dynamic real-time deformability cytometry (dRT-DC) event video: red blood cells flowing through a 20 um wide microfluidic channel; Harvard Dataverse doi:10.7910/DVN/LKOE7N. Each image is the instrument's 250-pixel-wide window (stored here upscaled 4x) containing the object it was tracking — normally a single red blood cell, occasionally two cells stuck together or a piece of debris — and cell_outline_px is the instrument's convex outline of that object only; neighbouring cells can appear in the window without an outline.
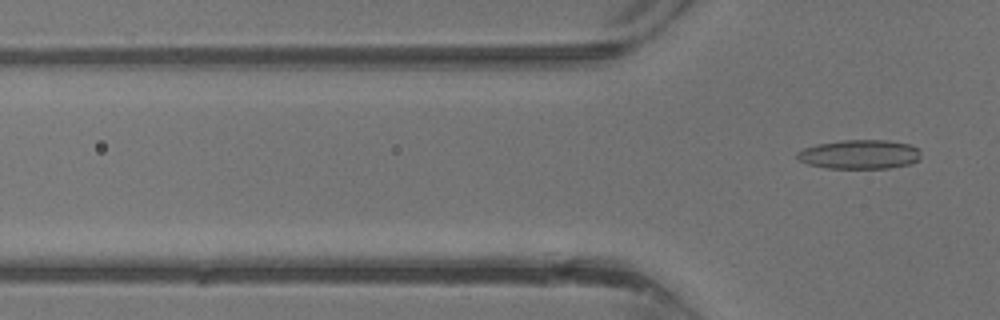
{"species": "common noctule bat (a hibernating species)", "species_latin": "Nyctalus noctula", "temperature_condition": "warm", "stored_images_in_passage": 11, "camera_frame_rate_fps": 3000, "um_per_image_px": 0.085, "animal": {"sex": "male", "body_mass_g": 13.3}, "frame": {"image": 1, "passage_image": 11, "time_ms": 3.333, "image_size_px": [1000, 320], "cell_outline_px": [[920, 160], [912, 164], [888, 168], [828, 168], [808, 164], [800, 160], [796, 156], [796, 152], [804, 148], [816, 144], [844, 140], [888, 140], [908, 144], [920, 148]], "centroid_in_image_um": [73.1, 13.12], "position_along_channel_um": 52.7, "area_um2": 21.15}}